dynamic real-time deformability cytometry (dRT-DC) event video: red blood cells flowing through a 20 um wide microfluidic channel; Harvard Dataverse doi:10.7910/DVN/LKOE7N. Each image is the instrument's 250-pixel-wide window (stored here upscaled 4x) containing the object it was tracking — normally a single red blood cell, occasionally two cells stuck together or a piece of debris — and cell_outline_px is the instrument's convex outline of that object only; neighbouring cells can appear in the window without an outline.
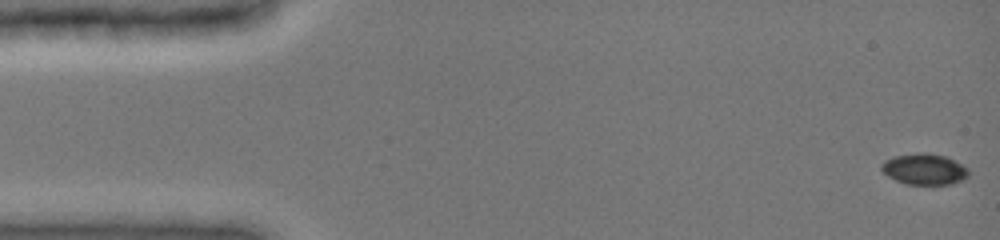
{"species": "common noctule bat (a hibernating species)", "species_latin": "Nyctalus noctula", "temperature_condition": "cold", "stored_images_in_passage": 27, "camera_frame_rate_fps": 3000, "um_per_image_px": 0.085, "animal": {"sex": "female", "body_mass_g": 19.0, "forearm_length_mm": 51.5}, "frame": {"image": 1, "passage_image": 1, "time_ms": 0.0, "image_size_px": [1000, 240], "cell_outline_px": [[968, 176], [952, 184], [904, 184], [888, 176], [880, 168], [880, 164], [884, 160], [892, 156], [916, 152], [924, 152], [948, 156], [968, 168]], "centroid_in_image_um": [78.54, 14.35], "position_along_channel_um": 6.5, "area_um2": 15.95}}
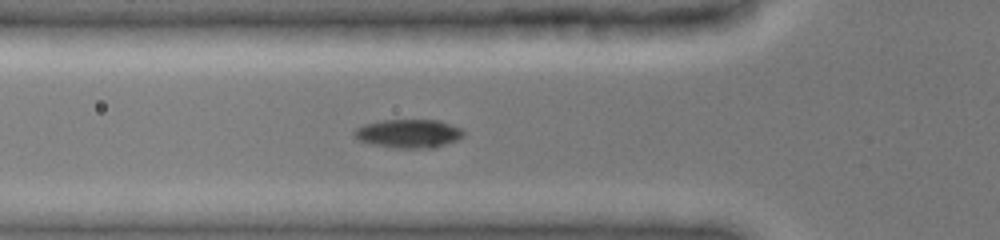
{"frame": {"image": 2, "passage_image": 16, "time_ms": 5.333, "image_size_px": [1000, 240], "cell_outline_px": [[464, 136], [456, 140], [436, 148], [396, 148], [372, 144], [360, 140], [352, 136], [352, 132], [356, 128], [364, 124], [380, 120], [440, 120], [460, 128], [464, 132]], "centroid_in_image_um": [34.72, 11.35], "position_along_channel_um": 91.1, "area_um2": 18.32}}
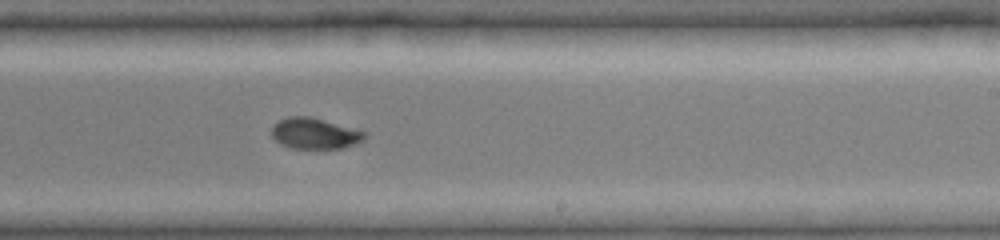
{"frame": {"image": 3, "passage_image": 27, "time_ms": 9.667, "image_size_px": [1000, 240], "cell_outline_px": [[368, 136], [364, 140], [356, 144], [340, 148], [292, 148], [280, 144], [272, 136], [272, 124], [288, 116], [308, 116], [368, 132]], "centroid_in_image_um": [26.77, 11.34], "position_along_channel_um": 262.2, "area_um2": 16.76}}